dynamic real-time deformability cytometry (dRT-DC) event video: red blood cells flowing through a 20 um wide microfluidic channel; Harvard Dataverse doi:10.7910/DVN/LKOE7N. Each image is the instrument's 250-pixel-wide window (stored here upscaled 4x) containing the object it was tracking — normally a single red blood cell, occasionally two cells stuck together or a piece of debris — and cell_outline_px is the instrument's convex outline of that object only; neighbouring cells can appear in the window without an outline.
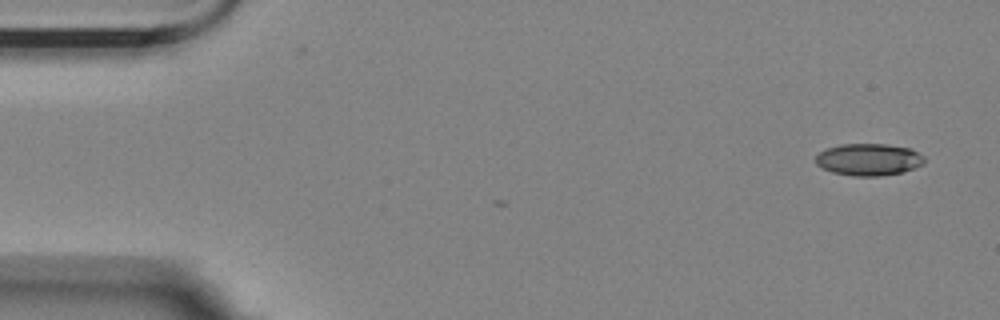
{"species": "Egyptian fruit bat (a non-hibernating species)", "species_latin": "Rousettus aegyptiacus", "temperature_condition": "room temperature", "stored_images_in_passage": 5, "segment_of_instrument_passage": [1, 2], "camera_frame_rate_fps": 3000, "um_per_image_px": 0.085, "animal": {"sex": "female"}, "frame": {"image": 1, "passage_image": 1, "time_ms": 0.0, "image_size_px": [1000, 320], "cell_outline_px": [[924, 164], [904, 172], [880, 176], [852, 176], [832, 172], [820, 168], [816, 164], [816, 156], [824, 148], [840, 144], [884, 144], [912, 148], [924, 156]], "centroid_in_image_um": [73.83, 13.56], "position_along_channel_um": 11.2, "area_um2": 20.58}}
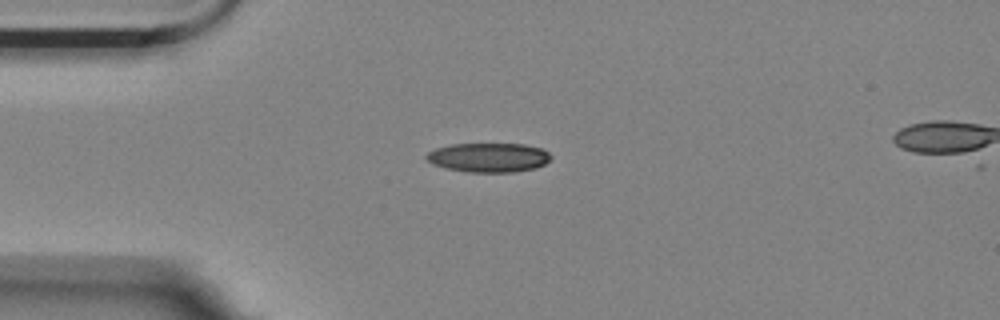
{"frame": {"image": 2, "passage_image": 4, "time_ms": 1.0, "image_size_px": [1000, 320], "cell_outline_px": [[552, 156], [544, 164], [536, 168], [516, 172], [468, 172], [444, 168], [432, 164], [424, 160], [424, 156], [428, 152], [436, 148], [452, 144], [524, 144], [540, 148], [548, 152]], "centroid_in_image_um": [41.49, 13.39], "position_along_channel_um": 43.5, "area_um2": 21.39}}